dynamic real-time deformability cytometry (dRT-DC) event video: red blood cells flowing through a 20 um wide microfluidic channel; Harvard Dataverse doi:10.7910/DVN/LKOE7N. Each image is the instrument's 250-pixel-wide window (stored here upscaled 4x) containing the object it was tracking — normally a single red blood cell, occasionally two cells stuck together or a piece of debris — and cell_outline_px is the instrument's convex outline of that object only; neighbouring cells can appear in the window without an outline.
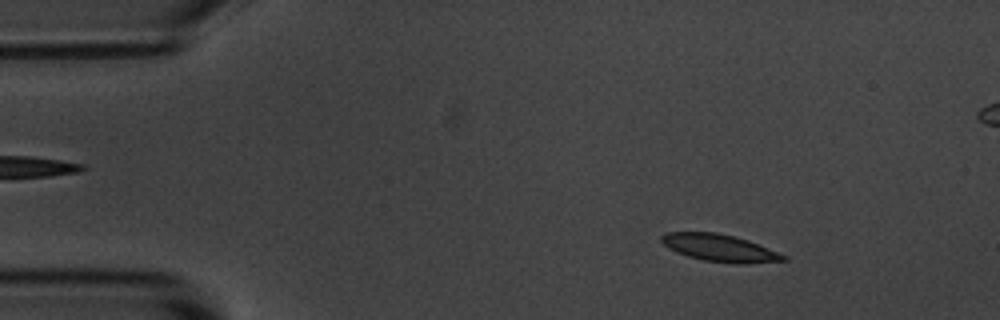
{"species": "common noctule bat (a hibernating species)", "species_latin": "Nyctalus noctula", "temperature_condition": "room temperature", "stored_images_in_passage": 55, "camera_frame_rate_fps": 3000, "um_per_image_px": 0.085, "animal": {"sex": "male", "body_mass_g": 20.1, "forearm_length_mm": 53.5}, "frame": {"image": 1, "passage_image": 7, "time_ms": 2.0, "image_size_px": [1000, 320], "cell_outline_px": [[788, 260], [744, 264], [704, 260], [688, 256], [676, 252], [668, 248], [660, 240], [660, 236], [664, 232], [716, 232], [748, 240], [788, 256]], "centroid_in_image_um": [61.16, 21.07], "position_along_channel_um": 23.8, "area_um2": 19.25}}
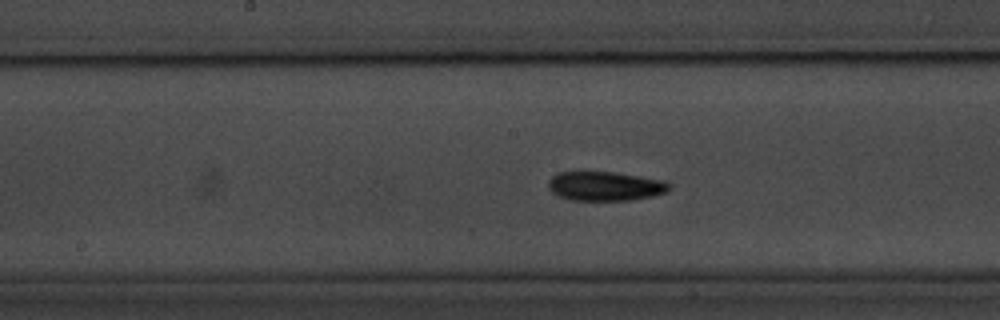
{"frame": {"image": 2, "passage_image": 27, "time_ms": 8.667, "image_size_px": [1000, 320], "cell_outline_px": [[672, 188], [668, 192], [652, 196], [628, 200], [568, 200], [556, 196], [548, 188], [548, 180], [556, 172], [616, 172], [664, 180], [672, 184]], "centroid_in_image_um": [51.44, 15.82], "position_along_channel_um": 196.8, "area_um2": 20.92}}
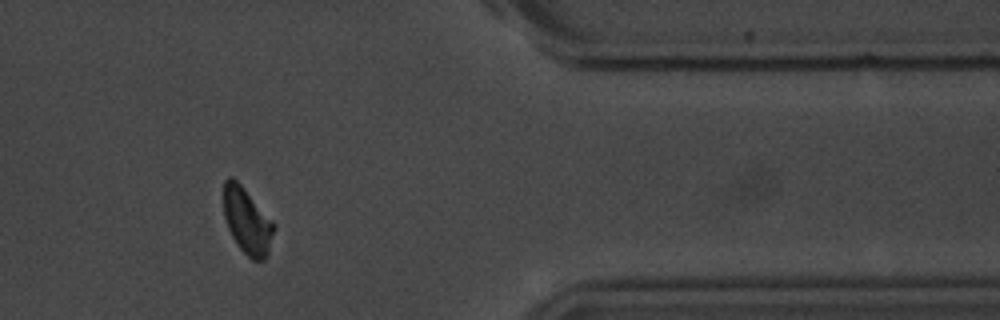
{"frame": {"image": 3, "passage_image": 45, "time_ms": 14.667, "image_size_px": [1000, 320], "cell_outline_px": [[276, 228], [268, 256], [264, 260], [252, 260], [240, 248], [232, 236], [228, 228], [224, 216], [224, 180], [228, 176], [232, 176], [240, 184], [276, 224]], "centroid_in_image_um": [21.03, 18.8], "position_along_channel_um": 390.4, "area_um2": 19.42}, "authors_computed_cell_mechanics": {"area_um2": 19.363, "velocity_mm_per_s": 3.61, "shape_relaxation_time_tau1_ms": 4.7123, "shape_relaxation_time_tau2_ms": null, "deformation_change_tau1": 0.1366, "deformation_change_tau2": null}}